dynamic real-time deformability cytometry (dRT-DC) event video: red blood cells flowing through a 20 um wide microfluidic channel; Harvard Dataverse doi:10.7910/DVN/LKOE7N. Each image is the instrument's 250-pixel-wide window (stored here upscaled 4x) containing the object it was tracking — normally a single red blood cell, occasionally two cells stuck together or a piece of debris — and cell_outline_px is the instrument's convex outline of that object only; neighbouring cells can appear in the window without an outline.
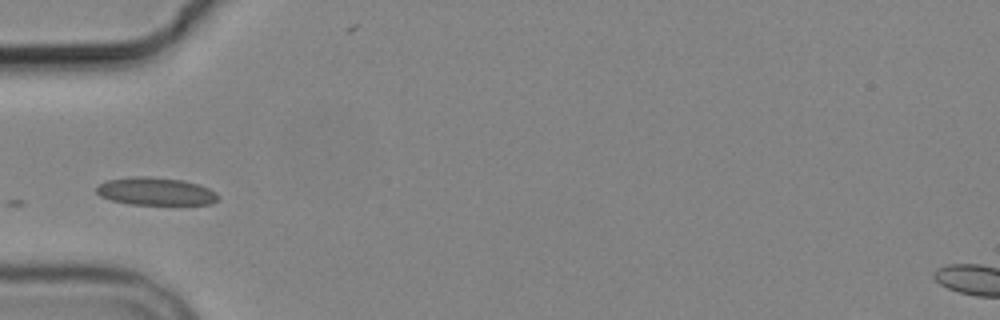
{"species": "common noctule bat (a hibernating species)", "species_latin": "Nyctalus noctula", "temperature_condition": "cold", "stored_images_in_passage": 10, "camera_frame_rate_fps": 3000, "um_per_image_px": 0.085, "animal": {"sex": "male", "body_mass_g": 19.2, "forearm_length_mm": 51.8}, "frame": {"image": 1, "passage_image": 4, "time_ms": 3.667, "image_size_px": [1000, 320], "cell_outline_px": [[220, 196], [212, 204], [128, 204], [112, 200], [100, 196], [96, 192], [96, 188], [100, 184], [108, 180], [128, 176], [148, 176], [180, 180], [200, 184], [216, 192]], "centroid_in_image_um": [13.23, 16.26], "position_along_channel_um": 71.8, "area_um2": 19.65}}
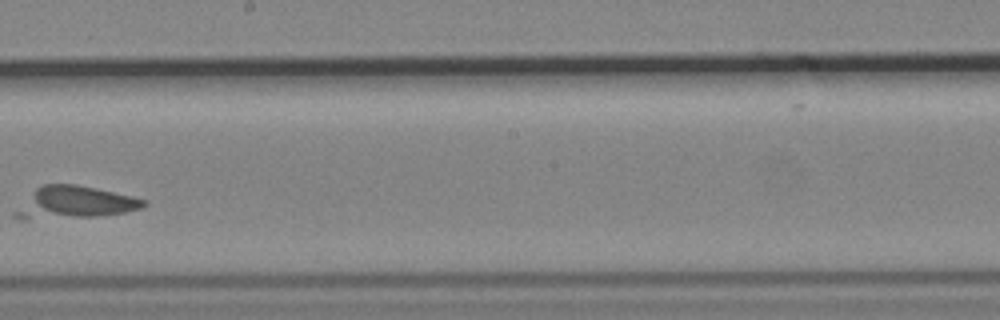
{"frame": {"image": 2, "passage_image": 8, "time_ms": 8.333, "image_size_px": [1000, 320], "cell_outline_px": [[148, 204], [144, 208], [124, 212], [96, 216], [24, 220], [20, 220], [12, 216], [12, 212], [40, 184], [76, 184], [96, 188], [132, 196], [148, 200]], "centroid_in_image_um": [6.31, 17.22], "position_along_channel_um": 241.9, "area_um2": 24.33}}
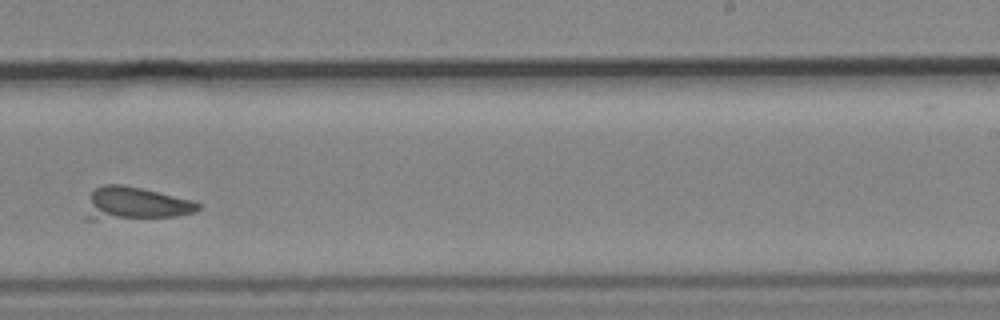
{"frame": {"image": 3, "passage_image": 9, "time_ms": 9.333, "image_size_px": [1000, 320], "cell_outline_px": [[200, 208], [196, 212], [176, 216], [96, 220], [84, 220], [84, 216], [92, 192], [96, 188], [104, 184], [120, 184], [140, 188], [192, 200], [200, 204]], "centroid_in_image_um": [11.47, 17.32], "position_along_channel_um": 277.5, "area_um2": 21.33}}